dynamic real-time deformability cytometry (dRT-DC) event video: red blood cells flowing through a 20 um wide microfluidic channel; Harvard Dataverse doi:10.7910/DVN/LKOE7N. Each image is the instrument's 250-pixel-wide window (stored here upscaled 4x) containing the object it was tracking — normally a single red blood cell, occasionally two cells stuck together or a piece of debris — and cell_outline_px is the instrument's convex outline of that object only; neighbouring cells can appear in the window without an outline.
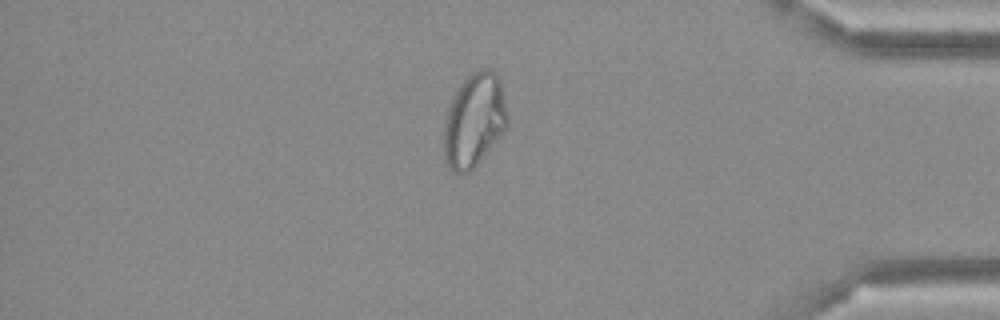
{"species": "Egyptian fruit bat (a non-hibernating species)", "species_latin": "Rousettus aegyptiacus", "temperature_condition": "cold", "stored_images_in_passage": 49, "camera_frame_rate_fps": 3000, "um_per_image_px": 0.085, "frame": {"image": 1, "passage_image": 42, "time_ms": 13.667, "image_size_px": [1000, 320], "cell_outline_px": [[508, 128], [476, 164], [468, 172], [452, 172], [444, 160], [444, 120], [452, 96], [460, 84], [472, 72], [480, 68], [492, 68], [496, 72], [500, 80], [508, 116]], "centroid_in_image_um": [40.31, 10.19], "position_along_channel_um": 394.9, "area_um2": 34.91}}